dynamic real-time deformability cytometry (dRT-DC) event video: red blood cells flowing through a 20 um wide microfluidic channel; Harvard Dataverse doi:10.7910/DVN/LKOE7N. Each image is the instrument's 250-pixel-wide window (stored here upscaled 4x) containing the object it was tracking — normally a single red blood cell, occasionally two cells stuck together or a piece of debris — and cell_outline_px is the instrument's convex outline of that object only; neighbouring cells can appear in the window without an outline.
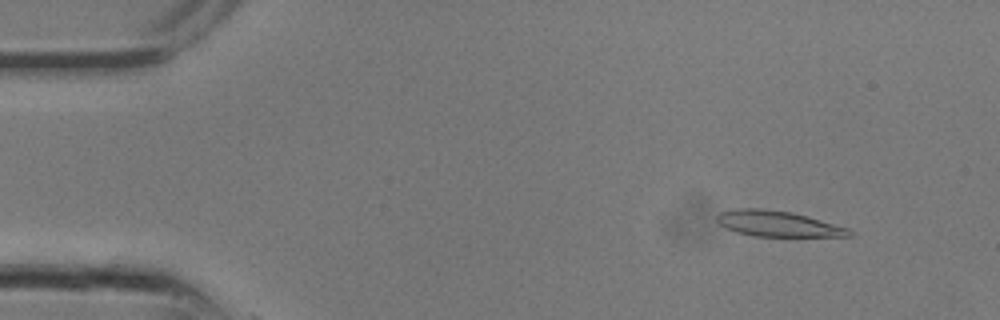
{"species": "common noctule bat (a hibernating species)", "species_latin": "Nyctalus noctula", "temperature_condition": "room temperature", "stored_images_in_passage": 13, "camera_frame_rate_fps": 3000, "um_per_image_px": 0.085, "animal": {"sex": "male", "body_mass_g": 13.3}, "frame": {"image": 1, "passage_image": 3, "time_ms": 0.667, "image_size_px": [1000, 320], "cell_outline_px": [[852, 236], [752, 236], [736, 232], [724, 228], [716, 220], [716, 216], [720, 212], [736, 208], [760, 208], [792, 212], [808, 216], [848, 228], [852, 232]], "centroid_in_image_um": [66.07, 19.01], "position_along_channel_um": 18.9, "area_um2": 19.83}}
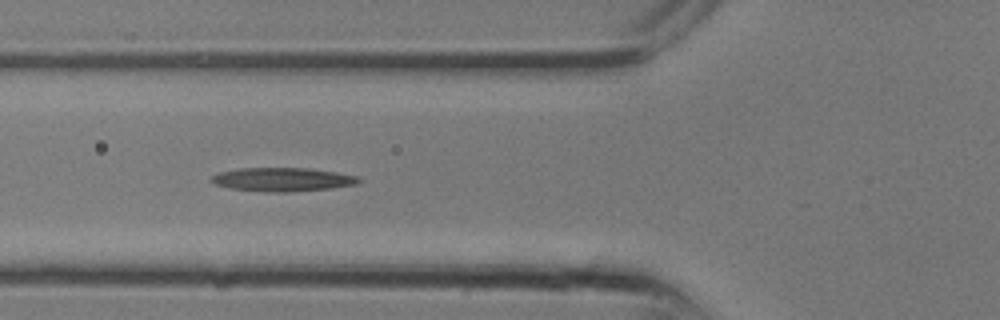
{"frame": {"image": 2, "passage_image": 10, "time_ms": 3.0, "image_size_px": [1000, 320], "cell_outline_px": [[360, 180], [356, 184], [332, 188], [288, 192], [272, 192], [232, 188], [216, 184], [208, 180], [212, 176], [220, 172], [240, 168], [308, 168], [336, 172], [360, 176]], "centroid_in_image_um": [24.04, 15.25], "position_along_channel_um": 101.8, "area_um2": 20.17}}
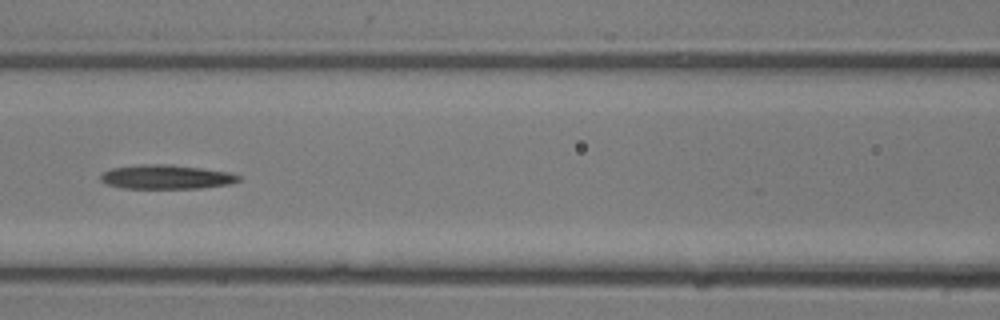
{"frame": {"image": 3, "passage_image": 12, "time_ms": 3.667, "image_size_px": [1000, 320], "cell_outline_px": [[240, 180], [228, 184], [200, 188], [120, 188], [108, 184], [100, 180], [100, 176], [104, 172], [112, 168], [140, 164], [172, 164], [228, 172], [240, 176]], "centroid_in_image_um": [14.1, 15.03], "position_along_channel_um": 152.5, "area_um2": 19.31}}